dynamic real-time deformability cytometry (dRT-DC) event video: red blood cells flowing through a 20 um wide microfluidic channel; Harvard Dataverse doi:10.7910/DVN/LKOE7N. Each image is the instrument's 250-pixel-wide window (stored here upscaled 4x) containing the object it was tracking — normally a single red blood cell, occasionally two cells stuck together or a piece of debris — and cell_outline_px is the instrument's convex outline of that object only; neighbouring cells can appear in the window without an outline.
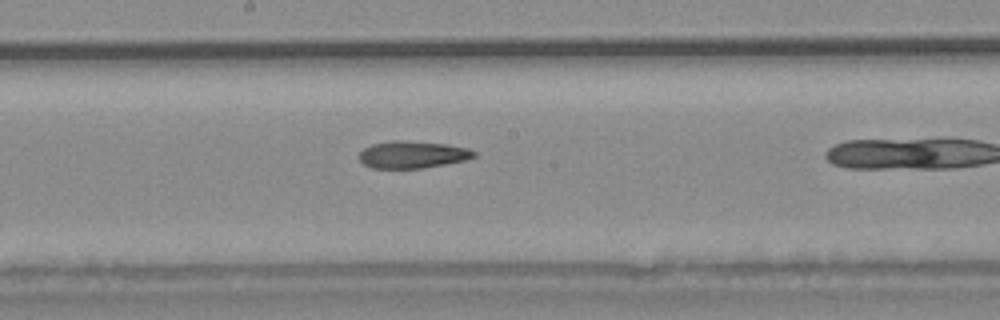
{"species": "common noctule bat (a hibernating species)", "species_latin": "Nyctalus noctula", "temperature_condition": "warm", "stored_images_in_passage": 17, "camera_frame_rate_fps": 3000, "um_per_image_px": 0.085, "animal": {"sex": "male", "body_mass_g": 20.4}, "frame": {"image": 1, "passage_image": 14, "time_ms": 4.333, "image_size_px": [1000, 320], "cell_outline_px": [[476, 156], [464, 160], [444, 164], [420, 168], [372, 168], [364, 164], [360, 160], [360, 152], [364, 148], [372, 144], [392, 140], [404, 140], [448, 144], [468, 148], [476, 152]], "centroid_in_image_um": [35.06, 13.13], "position_along_channel_um": 213.1, "area_um2": 18.09}}